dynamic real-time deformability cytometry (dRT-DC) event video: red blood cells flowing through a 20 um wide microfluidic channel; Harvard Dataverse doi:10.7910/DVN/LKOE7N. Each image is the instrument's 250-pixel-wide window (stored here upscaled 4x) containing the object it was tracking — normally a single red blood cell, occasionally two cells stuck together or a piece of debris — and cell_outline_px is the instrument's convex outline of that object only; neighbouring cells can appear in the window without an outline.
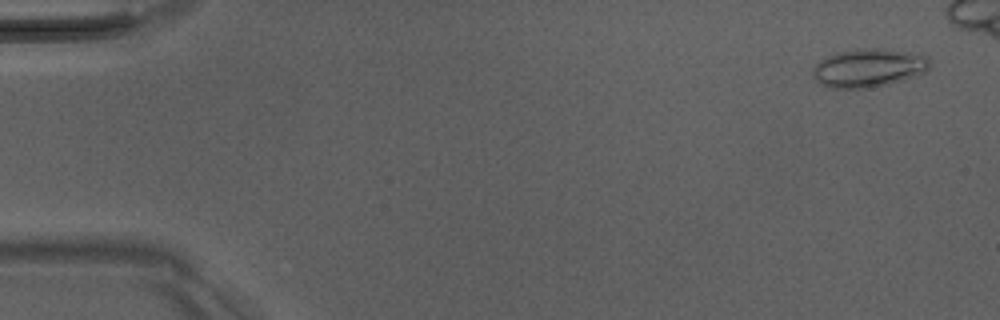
{"species": "Egyptian fruit bat (a non-hibernating species)", "species_latin": "Rousettus aegyptiacus", "temperature_condition": "room temperature", "stored_images_in_passage": 46, "camera_frame_rate_fps": 3000, "um_per_image_px": 0.085, "animal": {"sex": "male"}, "frame": {"image": 1, "passage_image": 3, "time_ms": 0.667, "image_size_px": [1000, 320], "cell_outline_px": [[932, 64], [924, 72], [888, 84], [864, 88], [832, 88], [820, 84], [812, 76], [812, 68], [820, 60], [836, 52], [864, 48], [884, 48], [928, 56]], "centroid_in_image_um": [73.8, 5.76], "position_along_channel_um": 11.2, "area_um2": 26.07}}
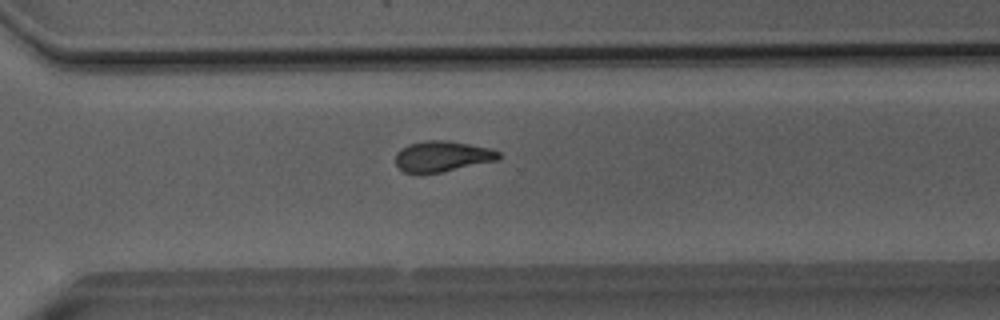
{"frame": {"image": 2, "passage_image": 37, "time_ms": 12.0, "image_size_px": [1000, 320], "cell_outline_px": [[500, 160], [420, 176], [404, 172], [396, 164], [396, 152], [400, 148], [408, 144], [424, 140], [448, 140], [492, 148], [500, 152]], "centroid_in_image_um": [37.57, 13.3], "position_along_channel_um": 333.0, "area_um2": 19.02}}
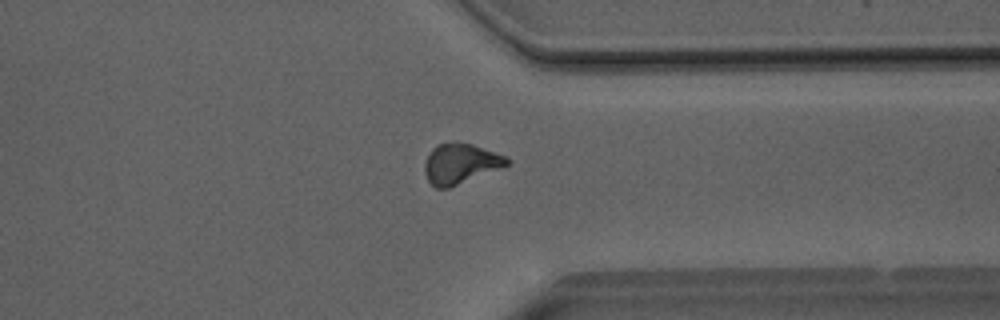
{"frame": {"image": 3, "passage_image": 40, "time_ms": 13.0, "image_size_px": [1000, 320], "cell_outline_px": [[508, 164], [500, 168], [448, 188], [436, 188], [428, 180], [424, 172], [424, 164], [432, 148], [436, 144], [456, 140], [472, 144], [508, 156]], "centroid_in_image_um": [39.11, 13.87], "position_along_channel_um": 372.3, "area_um2": 19.31}}